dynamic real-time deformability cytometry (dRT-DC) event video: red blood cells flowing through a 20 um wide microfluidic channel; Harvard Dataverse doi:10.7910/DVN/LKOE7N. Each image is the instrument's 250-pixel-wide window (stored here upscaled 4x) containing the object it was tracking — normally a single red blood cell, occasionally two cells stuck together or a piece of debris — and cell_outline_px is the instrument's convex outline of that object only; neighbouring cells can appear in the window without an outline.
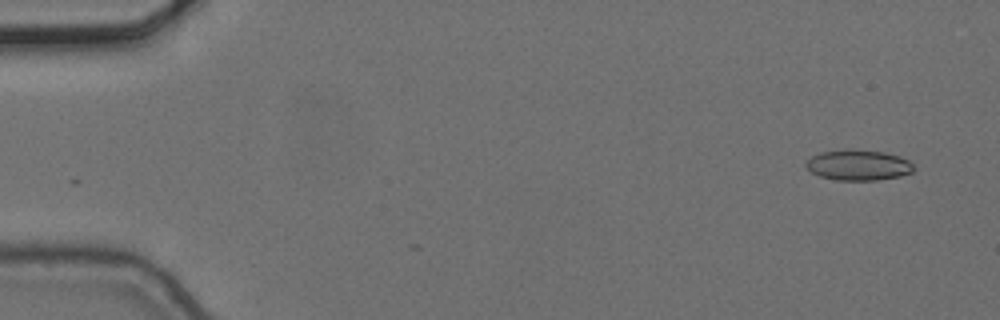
{"species": "common noctule bat (a hibernating species)", "species_latin": "Nyctalus noctula", "temperature_condition": "cold", "stored_images_in_passage": 2, "camera_frame_rate_fps": 3000, "um_per_image_px": 0.085, "animal": {"sex": "female", "body_mass_g": 24.6, "forearm_length_mm": 56.2}, "frame": {"image": 1, "passage_image": 2, "time_ms": 0.333, "image_size_px": [1000, 320], "cell_outline_px": [[916, 168], [912, 172], [900, 176], [876, 180], [836, 180], [820, 176], [812, 172], [804, 164], [812, 156], [820, 152], [848, 148], [884, 152], [900, 156], [908, 160]], "centroid_in_image_um": [72.97, 14.02], "position_along_channel_um": 12.0, "area_um2": 19.31}}